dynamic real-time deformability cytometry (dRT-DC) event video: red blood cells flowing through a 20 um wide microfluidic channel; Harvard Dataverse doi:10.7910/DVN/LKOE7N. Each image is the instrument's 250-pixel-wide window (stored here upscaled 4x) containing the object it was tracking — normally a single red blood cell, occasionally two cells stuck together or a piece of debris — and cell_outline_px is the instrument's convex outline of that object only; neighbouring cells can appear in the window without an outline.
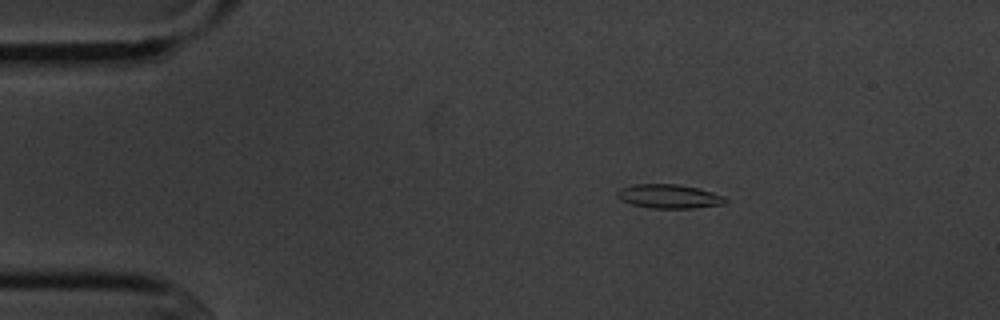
{"species": "common noctule bat (a hibernating species)", "species_latin": "Nyctalus noctula", "temperature_condition": "cold", "stored_images_in_passage": 4, "camera_frame_rate_fps": 3000, "um_per_image_px": 0.085, "animal": {"sex": "male", "body_mass_g": 20.1, "forearm_length_mm": 53.5}, "frame": {"image": 1, "passage_image": 1, "time_ms": 0.0, "image_size_px": [1000, 320], "cell_outline_px": [[728, 200], [724, 204], [692, 208], [648, 208], [632, 204], [620, 200], [616, 196], [616, 192], [620, 188], [632, 184], [676, 184], [696, 188], [712, 192], [724, 196]], "centroid_in_image_um": [56.82, 16.69], "position_along_channel_um": 28.2, "area_um2": 15.14}}
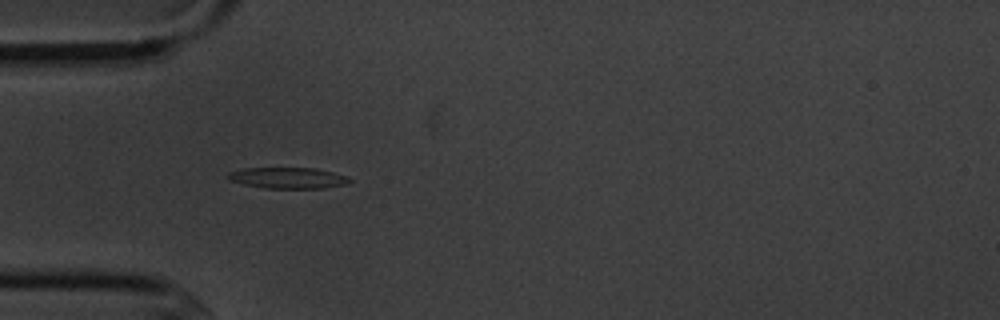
{"frame": {"image": 2, "passage_image": 3, "time_ms": 2.333, "image_size_px": [1000, 320], "cell_outline_px": [[352, 180], [344, 184], [324, 188], [264, 188], [244, 184], [232, 180], [224, 176], [228, 172], [244, 168], [316, 168], [348, 176]], "centroid_in_image_um": [24.46, 15.12], "position_along_channel_um": 60.5, "area_um2": 14.85}}
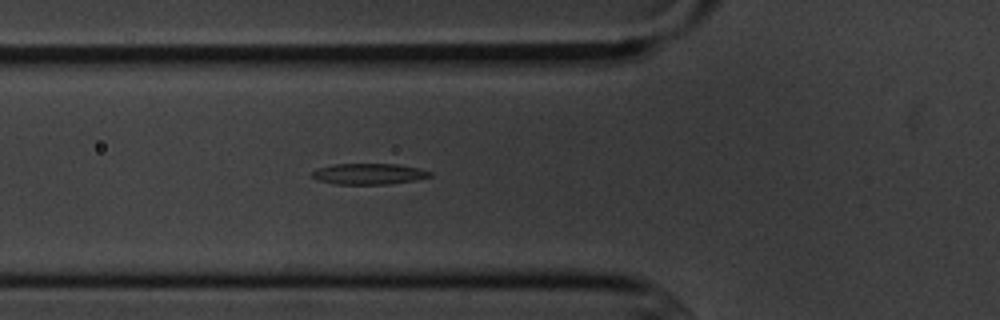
{"frame": {"image": 3, "passage_image": 4, "time_ms": 3.333, "image_size_px": [1000, 320], "cell_outline_px": [[432, 176], [416, 180], [388, 184], [336, 184], [316, 180], [312, 176], [312, 172], [316, 168], [332, 164], [400, 164], [420, 168], [432, 172]], "centroid_in_image_um": [31.36, 14.77], "position_along_channel_um": 94.4, "area_um2": 14.57}}